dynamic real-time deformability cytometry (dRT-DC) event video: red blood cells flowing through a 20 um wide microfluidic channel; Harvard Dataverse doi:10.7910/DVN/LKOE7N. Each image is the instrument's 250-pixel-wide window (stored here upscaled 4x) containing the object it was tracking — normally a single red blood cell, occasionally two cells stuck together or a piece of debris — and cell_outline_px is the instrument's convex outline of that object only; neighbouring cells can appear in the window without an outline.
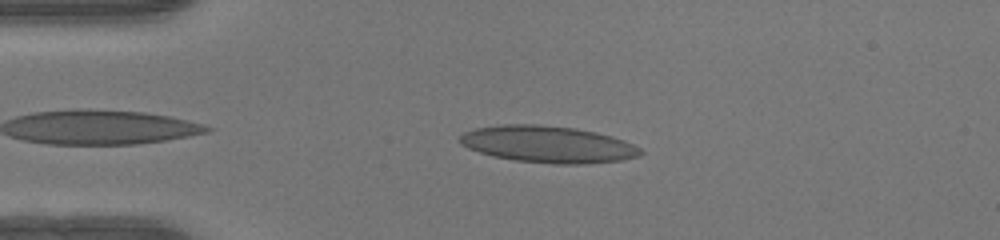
{"species": "human", "species_latin": "Homo sapiens", "temperature_condition": "warm", "stored_images_in_passage": 40, "camera_frame_rate_fps": 3000, "um_per_image_px": 0.085, "donor": {"sex": "female"}, "frame": {"image": 1, "passage_image": 2, "time_ms": 0.333, "image_size_px": [1000, 240], "cell_outline_px": [[644, 152], [640, 156], [620, 160], [584, 164], [552, 164], [516, 160], [492, 156], [468, 148], [460, 144], [460, 136], [464, 132], [476, 128], [500, 124], [536, 124], [576, 128], [596, 132], [612, 136], [624, 140], [640, 148]], "centroid_in_image_um": [46.58, 12.26], "position_along_channel_um": 38.4, "area_um2": 38.78}}
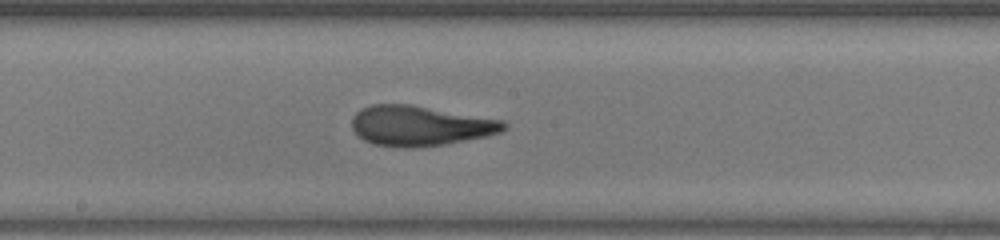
{"frame": {"image": 2, "passage_image": 17, "time_ms": 5.333, "image_size_px": [1000, 240], "cell_outline_px": [[508, 124], [500, 132], [484, 136], [444, 144], [412, 148], [404, 148], [372, 144], [364, 140], [352, 128], [352, 116], [360, 108], [372, 104], [412, 104], [504, 120]], "centroid_in_image_um": [35.67, 10.67], "position_along_channel_um": 212.5, "area_um2": 35.55}}
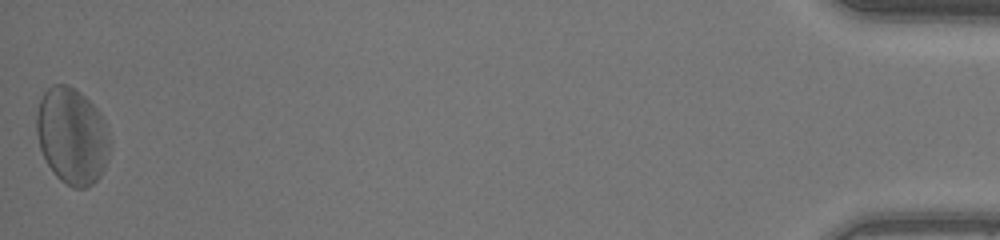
{"frame": {"image": 3, "passage_image": 40, "time_ms": 13.0, "image_size_px": [1000, 240], "cell_outline_px": [[112, 140], [108, 160], [100, 176], [92, 184], [84, 188], [72, 188], [60, 180], [52, 172], [40, 148], [36, 132], [36, 116], [40, 100], [44, 92], [52, 84], [68, 84], [80, 92], [100, 112], [104, 120]], "centroid_in_image_um": [6.14, 11.56], "position_along_channel_um": 429.1, "area_um2": 41.62}, "authors_computed_cell_mechanics": {"area_um2": 35.8938, "velocity_mm_per_s": 4.1447, "shape_relaxation_time_tau1_ms": null, "shape_relaxation_time_tau2_ms": 1.0745, "deformation_change_tau1": null, "deformation_change_tau2": 0.0807}}